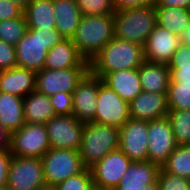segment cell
<instances>
[{
  "instance_id": "obj_32",
  "label": "cell",
  "mask_w": 190,
  "mask_h": 190,
  "mask_svg": "<svg viewBox=\"0 0 190 190\" xmlns=\"http://www.w3.org/2000/svg\"><path fill=\"white\" fill-rule=\"evenodd\" d=\"M57 190H91L94 187L90 168L55 185Z\"/></svg>"
},
{
  "instance_id": "obj_5",
  "label": "cell",
  "mask_w": 190,
  "mask_h": 190,
  "mask_svg": "<svg viewBox=\"0 0 190 190\" xmlns=\"http://www.w3.org/2000/svg\"><path fill=\"white\" fill-rule=\"evenodd\" d=\"M41 159L46 185L55 186L86 168L76 150L50 148Z\"/></svg>"
},
{
  "instance_id": "obj_43",
  "label": "cell",
  "mask_w": 190,
  "mask_h": 190,
  "mask_svg": "<svg viewBox=\"0 0 190 190\" xmlns=\"http://www.w3.org/2000/svg\"><path fill=\"white\" fill-rule=\"evenodd\" d=\"M155 7L186 8L190 10V0H155Z\"/></svg>"
},
{
  "instance_id": "obj_49",
  "label": "cell",
  "mask_w": 190,
  "mask_h": 190,
  "mask_svg": "<svg viewBox=\"0 0 190 190\" xmlns=\"http://www.w3.org/2000/svg\"><path fill=\"white\" fill-rule=\"evenodd\" d=\"M0 190H10L8 186H2L0 187Z\"/></svg>"
},
{
  "instance_id": "obj_28",
  "label": "cell",
  "mask_w": 190,
  "mask_h": 190,
  "mask_svg": "<svg viewBox=\"0 0 190 190\" xmlns=\"http://www.w3.org/2000/svg\"><path fill=\"white\" fill-rule=\"evenodd\" d=\"M162 168L171 174L190 179V147L177 145Z\"/></svg>"
},
{
  "instance_id": "obj_46",
  "label": "cell",
  "mask_w": 190,
  "mask_h": 190,
  "mask_svg": "<svg viewBox=\"0 0 190 190\" xmlns=\"http://www.w3.org/2000/svg\"><path fill=\"white\" fill-rule=\"evenodd\" d=\"M24 10L32 0H10Z\"/></svg>"
},
{
  "instance_id": "obj_22",
  "label": "cell",
  "mask_w": 190,
  "mask_h": 190,
  "mask_svg": "<svg viewBox=\"0 0 190 190\" xmlns=\"http://www.w3.org/2000/svg\"><path fill=\"white\" fill-rule=\"evenodd\" d=\"M55 28L65 39H71L82 16L76 0H53Z\"/></svg>"
},
{
  "instance_id": "obj_39",
  "label": "cell",
  "mask_w": 190,
  "mask_h": 190,
  "mask_svg": "<svg viewBox=\"0 0 190 190\" xmlns=\"http://www.w3.org/2000/svg\"><path fill=\"white\" fill-rule=\"evenodd\" d=\"M23 10L10 0H0V21L19 17Z\"/></svg>"
},
{
  "instance_id": "obj_18",
  "label": "cell",
  "mask_w": 190,
  "mask_h": 190,
  "mask_svg": "<svg viewBox=\"0 0 190 190\" xmlns=\"http://www.w3.org/2000/svg\"><path fill=\"white\" fill-rule=\"evenodd\" d=\"M71 67H89V62L79 54L72 39L63 38L48 51L43 68L55 70Z\"/></svg>"
},
{
  "instance_id": "obj_8",
  "label": "cell",
  "mask_w": 190,
  "mask_h": 190,
  "mask_svg": "<svg viewBox=\"0 0 190 190\" xmlns=\"http://www.w3.org/2000/svg\"><path fill=\"white\" fill-rule=\"evenodd\" d=\"M89 71V67L45 69L36 72L35 90L48 97L58 93H73L78 82Z\"/></svg>"
},
{
  "instance_id": "obj_47",
  "label": "cell",
  "mask_w": 190,
  "mask_h": 190,
  "mask_svg": "<svg viewBox=\"0 0 190 190\" xmlns=\"http://www.w3.org/2000/svg\"><path fill=\"white\" fill-rule=\"evenodd\" d=\"M141 190H160V189H159L158 183L155 182L154 184H150V185H147V186H143V187L141 188Z\"/></svg>"
},
{
  "instance_id": "obj_40",
  "label": "cell",
  "mask_w": 190,
  "mask_h": 190,
  "mask_svg": "<svg viewBox=\"0 0 190 190\" xmlns=\"http://www.w3.org/2000/svg\"><path fill=\"white\" fill-rule=\"evenodd\" d=\"M40 32L42 43L48 51L63 39L56 28L40 29Z\"/></svg>"
},
{
  "instance_id": "obj_23",
  "label": "cell",
  "mask_w": 190,
  "mask_h": 190,
  "mask_svg": "<svg viewBox=\"0 0 190 190\" xmlns=\"http://www.w3.org/2000/svg\"><path fill=\"white\" fill-rule=\"evenodd\" d=\"M142 91L167 93L170 83V70L167 64L144 61L138 68Z\"/></svg>"
},
{
  "instance_id": "obj_21",
  "label": "cell",
  "mask_w": 190,
  "mask_h": 190,
  "mask_svg": "<svg viewBox=\"0 0 190 190\" xmlns=\"http://www.w3.org/2000/svg\"><path fill=\"white\" fill-rule=\"evenodd\" d=\"M102 81L128 103L142 92L138 69L112 71Z\"/></svg>"
},
{
  "instance_id": "obj_30",
  "label": "cell",
  "mask_w": 190,
  "mask_h": 190,
  "mask_svg": "<svg viewBox=\"0 0 190 190\" xmlns=\"http://www.w3.org/2000/svg\"><path fill=\"white\" fill-rule=\"evenodd\" d=\"M27 28V22L23 13L14 19L1 20L0 40L16 46L17 43L23 38Z\"/></svg>"
},
{
  "instance_id": "obj_31",
  "label": "cell",
  "mask_w": 190,
  "mask_h": 190,
  "mask_svg": "<svg viewBox=\"0 0 190 190\" xmlns=\"http://www.w3.org/2000/svg\"><path fill=\"white\" fill-rule=\"evenodd\" d=\"M169 109L190 110V86L170 82L167 91Z\"/></svg>"
},
{
  "instance_id": "obj_16",
  "label": "cell",
  "mask_w": 190,
  "mask_h": 190,
  "mask_svg": "<svg viewBox=\"0 0 190 190\" xmlns=\"http://www.w3.org/2000/svg\"><path fill=\"white\" fill-rule=\"evenodd\" d=\"M48 50L42 43L40 29L27 28L23 38L16 45L17 66L41 71L44 67Z\"/></svg>"
},
{
  "instance_id": "obj_45",
  "label": "cell",
  "mask_w": 190,
  "mask_h": 190,
  "mask_svg": "<svg viewBox=\"0 0 190 190\" xmlns=\"http://www.w3.org/2000/svg\"><path fill=\"white\" fill-rule=\"evenodd\" d=\"M181 43L190 47V23L181 35Z\"/></svg>"
},
{
  "instance_id": "obj_35",
  "label": "cell",
  "mask_w": 190,
  "mask_h": 190,
  "mask_svg": "<svg viewBox=\"0 0 190 190\" xmlns=\"http://www.w3.org/2000/svg\"><path fill=\"white\" fill-rule=\"evenodd\" d=\"M49 99L56 115L73 114V93L58 92Z\"/></svg>"
},
{
  "instance_id": "obj_13",
  "label": "cell",
  "mask_w": 190,
  "mask_h": 190,
  "mask_svg": "<svg viewBox=\"0 0 190 190\" xmlns=\"http://www.w3.org/2000/svg\"><path fill=\"white\" fill-rule=\"evenodd\" d=\"M148 134V161L162 167L178 145L167 116L149 120Z\"/></svg>"
},
{
  "instance_id": "obj_38",
  "label": "cell",
  "mask_w": 190,
  "mask_h": 190,
  "mask_svg": "<svg viewBox=\"0 0 190 190\" xmlns=\"http://www.w3.org/2000/svg\"><path fill=\"white\" fill-rule=\"evenodd\" d=\"M114 11L124 9H134L139 7H151L155 5V0H112Z\"/></svg>"
},
{
  "instance_id": "obj_20",
  "label": "cell",
  "mask_w": 190,
  "mask_h": 190,
  "mask_svg": "<svg viewBox=\"0 0 190 190\" xmlns=\"http://www.w3.org/2000/svg\"><path fill=\"white\" fill-rule=\"evenodd\" d=\"M160 166L150 161L132 162L114 190H141L157 182Z\"/></svg>"
},
{
  "instance_id": "obj_6",
  "label": "cell",
  "mask_w": 190,
  "mask_h": 190,
  "mask_svg": "<svg viewBox=\"0 0 190 190\" xmlns=\"http://www.w3.org/2000/svg\"><path fill=\"white\" fill-rule=\"evenodd\" d=\"M48 133L44 124L26 123L10 134V151L13 156L41 158L49 149Z\"/></svg>"
},
{
  "instance_id": "obj_2",
  "label": "cell",
  "mask_w": 190,
  "mask_h": 190,
  "mask_svg": "<svg viewBox=\"0 0 190 190\" xmlns=\"http://www.w3.org/2000/svg\"><path fill=\"white\" fill-rule=\"evenodd\" d=\"M114 14L82 15L71 38L79 54L90 63L100 50L114 38Z\"/></svg>"
},
{
  "instance_id": "obj_9",
  "label": "cell",
  "mask_w": 190,
  "mask_h": 190,
  "mask_svg": "<svg viewBox=\"0 0 190 190\" xmlns=\"http://www.w3.org/2000/svg\"><path fill=\"white\" fill-rule=\"evenodd\" d=\"M129 103L100 78L94 122L121 128L129 120Z\"/></svg>"
},
{
  "instance_id": "obj_26",
  "label": "cell",
  "mask_w": 190,
  "mask_h": 190,
  "mask_svg": "<svg viewBox=\"0 0 190 190\" xmlns=\"http://www.w3.org/2000/svg\"><path fill=\"white\" fill-rule=\"evenodd\" d=\"M27 27L31 29L55 28L53 0H32L23 10Z\"/></svg>"
},
{
  "instance_id": "obj_41",
  "label": "cell",
  "mask_w": 190,
  "mask_h": 190,
  "mask_svg": "<svg viewBox=\"0 0 190 190\" xmlns=\"http://www.w3.org/2000/svg\"><path fill=\"white\" fill-rule=\"evenodd\" d=\"M13 155L9 150L0 151V187L7 186V177Z\"/></svg>"
},
{
  "instance_id": "obj_7",
  "label": "cell",
  "mask_w": 190,
  "mask_h": 190,
  "mask_svg": "<svg viewBox=\"0 0 190 190\" xmlns=\"http://www.w3.org/2000/svg\"><path fill=\"white\" fill-rule=\"evenodd\" d=\"M45 185L41 158L13 156L7 177L10 190H39Z\"/></svg>"
},
{
  "instance_id": "obj_3",
  "label": "cell",
  "mask_w": 190,
  "mask_h": 190,
  "mask_svg": "<svg viewBox=\"0 0 190 190\" xmlns=\"http://www.w3.org/2000/svg\"><path fill=\"white\" fill-rule=\"evenodd\" d=\"M157 25L155 6L124 9L114 13V37L144 46Z\"/></svg>"
},
{
  "instance_id": "obj_50",
  "label": "cell",
  "mask_w": 190,
  "mask_h": 190,
  "mask_svg": "<svg viewBox=\"0 0 190 190\" xmlns=\"http://www.w3.org/2000/svg\"><path fill=\"white\" fill-rule=\"evenodd\" d=\"M91 190H104V189L93 187Z\"/></svg>"
},
{
  "instance_id": "obj_25",
  "label": "cell",
  "mask_w": 190,
  "mask_h": 190,
  "mask_svg": "<svg viewBox=\"0 0 190 190\" xmlns=\"http://www.w3.org/2000/svg\"><path fill=\"white\" fill-rule=\"evenodd\" d=\"M24 121L30 124H46L56 114L47 95L33 91L23 98Z\"/></svg>"
},
{
  "instance_id": "obj_11",
  "label": "cell",
  "mask_w": 190,
  "mask_h": 190,
  "mask_svg": "<svg viewBox=\"0 0 190 190\" xmlns=\"http://www.w3.org/2000/svg\"><path fill=\"white\" fill-rule=\"evenodd\" d=\"M148 121L129 118L119 129V149L132 161H148Z\"/></svg>"
},
{
  "instance_id": "obj_37",
  "label": "cell",
  "mask_w": 190,
  "mask_h": 190,
  "mask_svg": "<svg viewBox=\"0 0 190 190\" xmlns=\"http://www.w3.org/2000/svg\"><path fill=\"white\" fill-rule=\"evenodd\" d=\"M170 82H179L190 86V65H168Z\"/></svg>"
},
{
  "instance_id": "obj_34",
  "label": "cell",
  "mask_w": 190,
  "mask_h": 190,
  "mask_svg": "<svg viewBox=\"0 0 190 190\" xmlns=\"http://www.w3.org/2000/svg\"><path fill=\"white\" fill-rule=\"evenodd\" d=\"M82 15L114 14L112 0H76Z\"/></svg>"
},
{
  "instance_id": "obj_27",
  "label": "cell",
  "mask_w": 190,
  "mask_h": 190,
  "mask_svg": "<svg viewBox=\"0 0 190 190\" xmlns=\"http://www.w3.org/2000/svg\"><path fill=\"white\" fill-rule=\"evenodd\" d=\"M157 25L181 36L190 23V10L186 8L155 7Z\"/></svg>"
},
{
  "instance_id": "obj_42",
  "label": "cell",
  "mask_w": 190,
  "mask_h": 190,
  "mask_svg": "<svg viewBox=\"0 0 190 190\" xmlns=\"http://www.w3.org/2000/svg\"><path fill=\"white\" fill-rule=\"evenodd\" d=\"M167 65H190V47L181 43Z\"/></svg>"
},
{
  "instance_id": "obj_24",
  "label": "cell",
  "mask_w": 190,
  "mask_h": 190,
  "mask_svg": "<svg viewBox=\"0 0 190 190\" xmlns=\"http://www.w3.org/2000/svg\"><path fill=\"white\" fill-rule=\"evenodd\" d=\"M0 124L9 134L25 124L22 97L0 92Z\"/></svg>"
},
{
  "instance_id": "obj_33",
  "label": "cell",
  "mask_w": 190,
  "mask_h": 190,
  "mask_svg": "<svg viewBox=\"0 0 190 190\" xmlns=\"http://www.w3.org/2000/svg\"><path fill=\"white\" fill-rule=\"evenodd\" d=\"M157 183L160 190H190V179L166 172L162 167L158 172Z\"/></svg>"
},
{
  "instance_id": "obj_1",
  "label": "cell",
  "mask_w": 190,
  "mask_h": 190,
  "mask_svg": "<svg viewBox=\"0 0 190 190\" xmlns=\"http://www.w3.org/2000/svg\"><path fill=\"white\" fill-rule=\"evenodd\" d=\"M144 61L143 46L114 37L90 61L89 70L102 79L112 71L138 69Z\"/></svg>"
},
{
  "instance_id": "obj_15",
  "label": "cell",
  "mask_w": 190,
  "mask_h": 190,
  "mask_svg": "<svg viewBox=\"0 0 190 190\" xmlns=\"http://www.w3.org/2000/svg\"><path fill=\"white\" fill-rule=\"evenodd\" d=\"M180 44L181 36L156 25L143 46L145 61L168 64Z\"/></svg>"
},
{
  "instance_id": "obj_44",
  "label": "cell",
  "mask_w": 190,
  "mask_h": 190,
  "mask_svg": "<svg viewBox=\"0 0 190 190\" xmlns=\"http://www.w3.org/2000/svg\"><path fill=\"white\" fill-rule=\"evenodd\" d=\"M10 134L0 124V151L9 150Z\"/></svg>"
},
{
  "instance_id": "obj_19",
  "label": "cell",
  "mask_w": 190,
  "mask_h": 190,
  "mask_svg": "<svg viewBox=\"0 0 190 190\" xmlns=\"http://www.w3.org/2000/svg\"><path fill=\"white\" fill-rule=\"evenodd\" d=\"M36 72L16 66L0 71V92L24 98L35 91Z\"/></svg>"
},
{
  "instance_id": "obj_10",
  "label": "cell",
  "mask_w": 190,
  "mask_h": 190,
  "mask_svg": "<svg viewBox=\"0 0 190 190\" xmlns=\"http://www.w3.org/2000/svg\"><path fill=\"white\" fill-rule=\"evenodd\" d=\"M45 125L51 148L80 150L84 123L73 114L55 115Z\"/></svg>"
},
{
  "instance_id": "obj_48",
  "label": "cell",
  "mask_w": 190,
  "mask_h": 190,
  "mask_svg": "<svg viewBox=\"0 0 190 190\" xmlns=\"http://www.w3.org/2000/svg\"><path fill=\"white\" fill-rule=\"evenodd\" d=\"M39 190H57V189L53 185H45L42 188H40Z\"/></svg>"
},
{
  "instance_id": "obj_12",
  "label": "cell",
  "mask_w": 190,
  "mask_h": 190,
  "mask_svg": "<svg viewBox=\"0 0 190 190\" xmlns=\"http://www.w3.org/2000/svg\"><path fill=\"white\" fill-rule=\"evenodd\" d=\"M132 161L120 150L109 152L91 168L94 187L114 190Z\"/></svg>"
},
{
  "instance_id": "obj_36",
  "label": "cell",
  "mask_w": 190,
  "mask_h": 190,
  "mask_svg": "<svg viewBox=\"0 0 190 190\" xmlns=\"http://www.w3.org/2000/svg\"><path fill=\"white\" fill-rule=\"evenodd\" d=\"M16 66V46L0 40V71L15 68Z\"/></svg>"
},
{
  "instance_id": "obj_4",
  "label": "cell",
  "mask_w": 190,
  "mask_h": 190,
  "mask_svg": "<svg viewBox=\"0 0 190 190\" xmlns=\"http://www.w3.org/2000/svg\"><path fill=\"white\" fill-rule=\"evenodd\" d=\"M117 149L119 128L95 122L84 123L79 153L86 168H91L109 152Z\"/></svg>"
},
{
  "instance_id": "obj_17",
  "label": "cell",
  "mask_w": 190,
  "mask_h": 190,
  "mask_svg": "<svg viewBox=\"0 0 190 190\" xmlns=\"http://www.w3.org/2000/svg\"><path fill=\"white\" fill-rule=\"evenodd\" d=\"M167 93L142 91L129 102V117L139 120H155L167 116Z\"/></svg>"
},
{
  "instance_id": "obj_29",
  "label": "cell",
  "mask_w": 190,
  "mask_h": 190,
  "mask_svg": "<svg viewBox=\"0 0 190 190\" xmlns=\"http://www.w3.org/2000/svg\"><path fill=\"white\" fill-rule=\"evenodd\" d=\"M167 118L178 145H186L190 140V110L169 109Z\"/></svg>"
},
{
  "instance_id": "obj_14",
  "label": "cell",
  "mask_w": 190,
  "mask_h": 190,
  "mask_svg": "<svg viewBox=\"0 0 190 190\" xmlns=\"http://www.w3.org/2000/svg\"><path fill=\"white\" fill-rule=\"evenodd\" d=\"M100 87V77L90 70L78 82L73 91V116L82 123L95 120L97 96Z\"/></svg>"
}]
</instances>
